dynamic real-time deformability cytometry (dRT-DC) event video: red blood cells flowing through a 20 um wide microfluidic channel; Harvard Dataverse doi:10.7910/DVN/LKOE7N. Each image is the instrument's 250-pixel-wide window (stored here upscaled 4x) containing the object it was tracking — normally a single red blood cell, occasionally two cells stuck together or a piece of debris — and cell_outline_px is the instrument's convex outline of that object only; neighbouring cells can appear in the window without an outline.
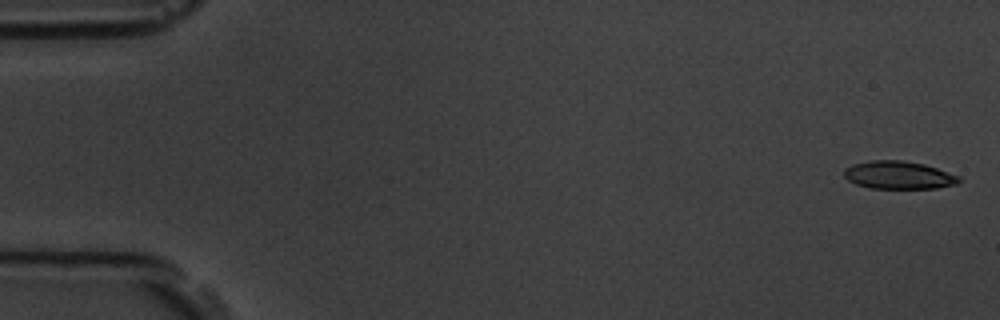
{"species": "common noctule bat (a hibernating species)", "species_latin": "Nyctalus noctula", "temperature_condition": "room temperature", "stored_images_in_passage": 4, "camera_frame_rate_fps": 3000, "um_per_image_px": 0.085, "animal": {"sex": "male", "body_mass_g": 19.5, "forearm_length_mm": 54.6}, "frame": {"image": 1, "passage_image": 1, "time_ms": 0.0, "image_size_px": [1000, 320], "cell_outline_px": [[960, 180], [956, 184], [936, 188], [872, 188], [856, 184], [848, 180], [844, 176], [844, 168], [852, 164], [872, 160], [900, 160], [924, 164], [960, 176]], "centroid_in_image_um": [76.36, 14.88], "position_along_channel_um": 8.6, "area_um2": 18.55}}
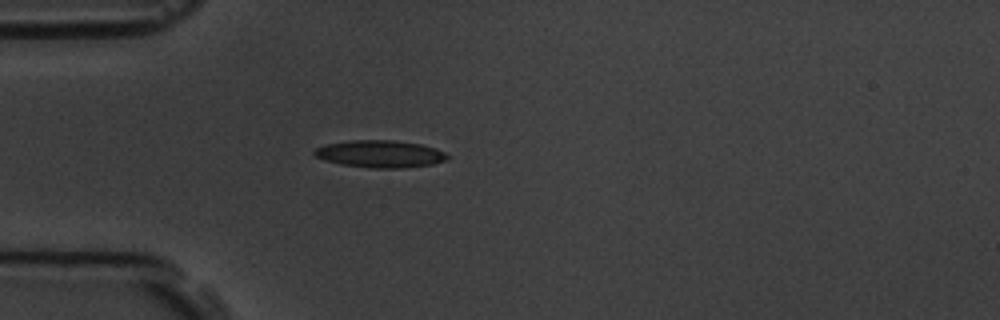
{"frame": {"image": 2, "passage_image": 4, "time_ms": 4.667, "image_size_px": [1000, 320], "cell_outline_px": [[448, 160], [432, 164], [400, 168], [372, 168], [340, 164], [324, 160], [316, 156], [312, 152], [316, 148], [324, 144], [352, 140], [392, 140], [420, 144], [436, 148], [444, 152], [448, 156]], "centroid_in_image_um": [32.3, 13.08], "position_along_channel_um": 52.7, "area_um2": 21.1}}